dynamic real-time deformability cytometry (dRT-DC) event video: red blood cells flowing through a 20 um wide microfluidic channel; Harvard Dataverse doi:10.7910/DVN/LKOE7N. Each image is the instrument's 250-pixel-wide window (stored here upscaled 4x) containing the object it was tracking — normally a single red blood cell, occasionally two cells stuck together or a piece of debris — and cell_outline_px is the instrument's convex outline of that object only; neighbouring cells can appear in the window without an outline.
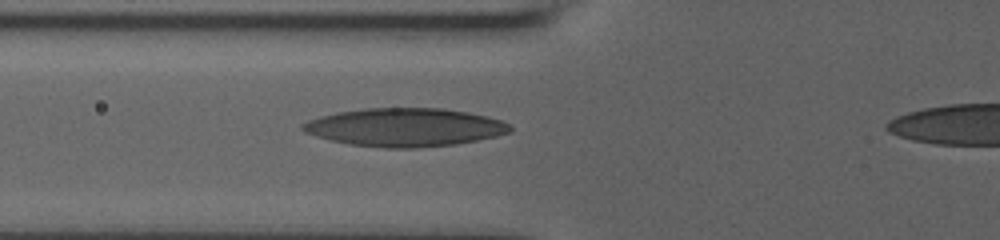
{"species": "human", "species_latin": "Homo sapiens", "temperature_condition": "room temperature", "stored_images_in_passage": 17, "camera_frame_rate_fps": 3000, "um_per_image_px": 0.085, "donor": {"sex": "male"}, "frame": {"image": 1, "passage_image": 12, "time_ms": 4.667, "image_size_px": [1000, 240], "cell_outline_px": [[512, 132], [496, 136], [456, 144], [420, 148], [384, 148], [348, 144], [332, 140], [304, 132], [300, 128], [300, 124], [308, 120], [320, 116], [340, 112], [364, 108], [440, 108], [468, 112], [500, 120], [508, 124], [512, 128]], "centroid_in_image_um": [34.4, 10.82], "position_along_channel_um": 91.4, "area_um2": 46.18}}
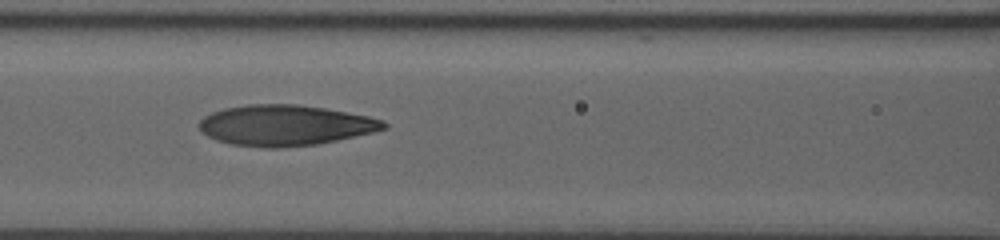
{"frame": {"image": 2, "passage_image": 15, "time_ms": 6.0, "image_size_px": [1000, 240], "cell_outline_px": [[388, 128], [372, 132], [336, 140], [316, 144], [280, 148], [264, 148], [232, 144], [216, 140], [200, 132], [200, 120], [204, 116], [212, 112], [224, 108], [248, 104], [296, 104], [324, 108], [368, 116], [384, 120], [388, 124]], "centroid_in_image_um": [24.22, 10.65], "position_along_channel_um": 142.4, "area_um2": 43.7}}
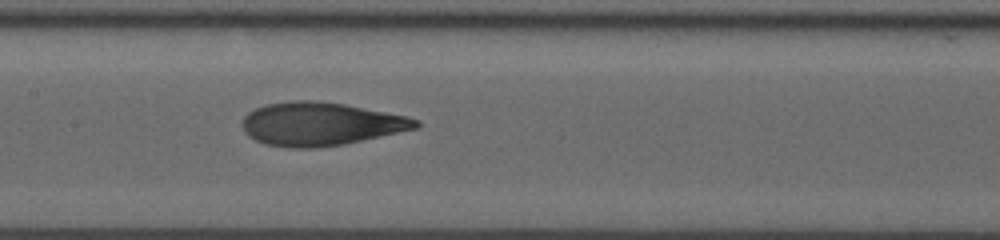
{"frame": {"image": 3, "passage_image": 17, "time_ms": 7.0, "image_size_px": [1000, 240], "cell_outline_px": [[420, 124], [416, 128], [344, 144], [316, 148], [288, 148], [264, 144], [248, 136], [244, 132], [244, 116], [248, 112], [256, 108], [268, 104], [292, 100], [316, 100], [344, 104], [408, 116], [420, 120]], "centroid_in_image_um": [27.24, 10.53], "position_along_channel_um": 180.2, "area_um2": 43.64}}